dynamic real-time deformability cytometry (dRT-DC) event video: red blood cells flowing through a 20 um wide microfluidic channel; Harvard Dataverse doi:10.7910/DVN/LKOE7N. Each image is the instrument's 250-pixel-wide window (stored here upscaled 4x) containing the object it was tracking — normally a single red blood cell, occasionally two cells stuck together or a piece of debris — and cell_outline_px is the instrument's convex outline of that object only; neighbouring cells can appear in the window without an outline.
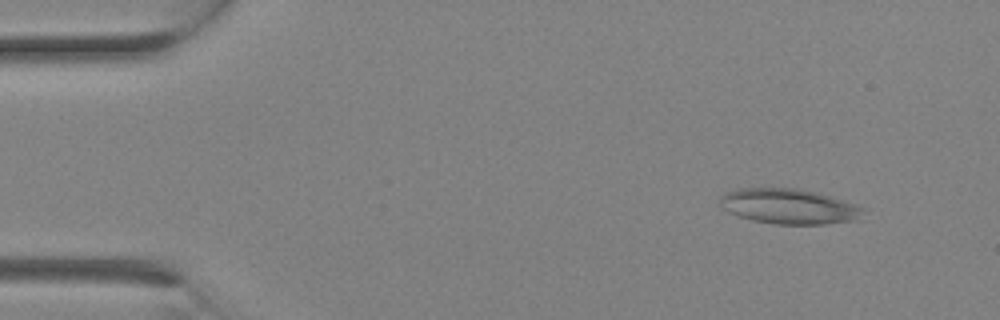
{"species": "Egyptian fruit bat (a non-hibernating species)", "species_latin": "Rousettus aegyptiacus", "temperature_condition": "room temperature", "stored_images_in_passage": 25, "camera_frame_rate_fps": 3000, "um_per_image_px": 0.085, "animal": {"sex": "female"}, "frame": {"image": 1, "passage_image": 2, "time_ms": 0.333, "image_size_px": [1000, 320], "cell_outline_px": [[868, 208], [860, 220], [824, 224], [776, 224], [752, 220], [728, 212], [720, 208], [720, 196], [724, 192], [740, 188], [800, 188], [816, 192], [844, 200]], "centroid_in_image_um": [67.1, 17.54], "position_along_channel_um": 17.9, "area_um2": 29.82}}
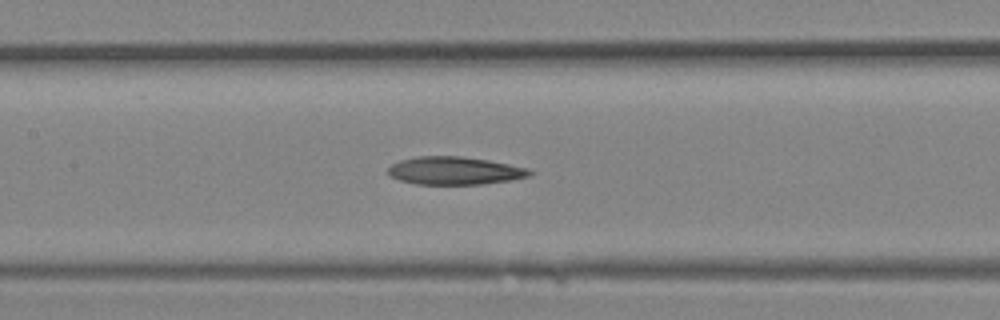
{"frame": {"image": 2, "passage_image": 11, "time_ms": 3.333, "image_size_px": [1000, 320], "cell_outline_px": [[532, 172], [528, 176], [512, 180], [480, 184], [416, 184], [400, 180], [392, 176], [388, 172], [388, 168], [392, 164], [400, 160], [416, 156], [460, 156], [488, 160], [528, 168]], "centroid_in_image_um": [38.63, 14.5], "position_along_channel_um": 168.8, "area_um2": 22.83}}
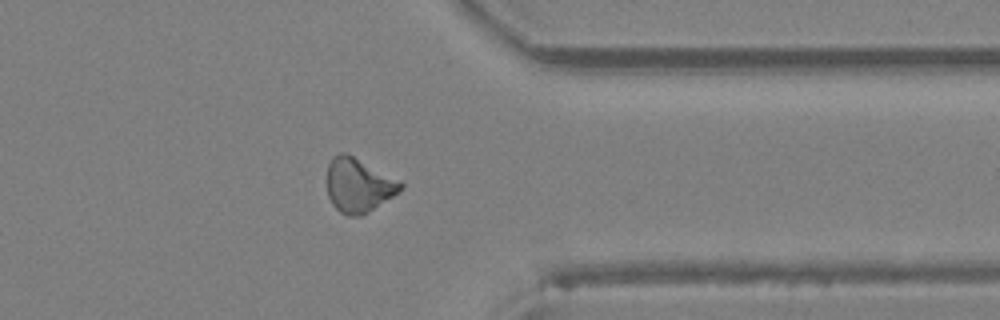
{"frame": {"image": 3, "passage_image": 19, "time_ms": 6.0, "image_size_px": [1000, 320], "cell_outline_px": [[404, 188], [400, 192], [368, 212], [360, 216], [348, 216], [340, 212], [332, 204], [328, 196], [328, 164], [332, 156], [340, 152], [348, 152], [400, 180], [404, 184]], "centroid_in_image_um": [30.49, 15.72], "position_along_channel_um": 380.9, "area_um2": 23.52}}